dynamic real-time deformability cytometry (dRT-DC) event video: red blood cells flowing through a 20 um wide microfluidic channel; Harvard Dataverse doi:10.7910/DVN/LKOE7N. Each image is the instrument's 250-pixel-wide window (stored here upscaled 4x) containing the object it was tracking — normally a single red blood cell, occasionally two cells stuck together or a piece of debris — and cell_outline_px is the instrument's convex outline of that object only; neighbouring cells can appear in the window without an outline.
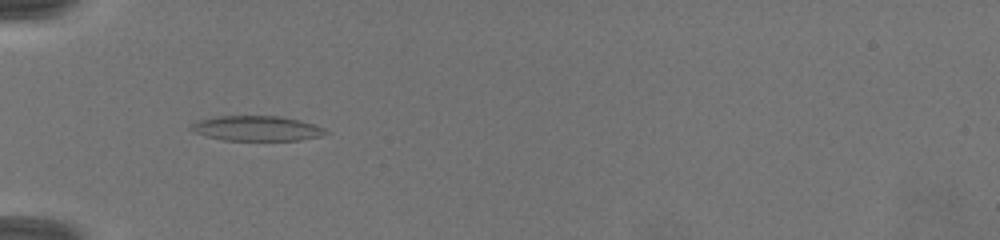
{"species": "common noctule bat (a hibernating species)", "species_latin": "Nyctalus noctula", "temperature_condition": "warm", "stored_images_in_passage": 12, "camera_frame_rate_fps": 3000, "um_per_image_px": 0.085, "animal": {"sex": "female", "body_mass_g": 19.5, "forearm_length_mm": 54.1}, "frame": {"image": 1, "passage_image": 1, "time_ms": 0.0, "image_size_px": [1000, 240], "cell_outline_px": [[328, 132], [320, 136], [300, 140], [224, 140], [208, 136], [196, 132], [188, 128], [192, 124], [200, 120], [220, 116], [280, 116], [300, 120], [324, 128]], "centroid_in_image_um": [21.84, 10.91], "position_along_channel_um": 63.2, "area_um2": 19.31}}
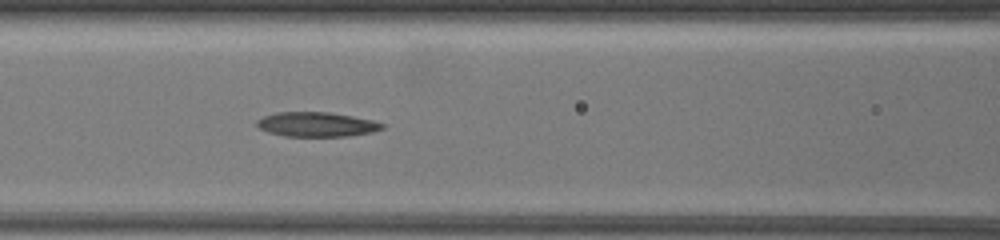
{"frame": {"image": 2, "passage_image": 7, "time_ms": 2.0, "image_size_px": [1000, 240], "cell_outline_px": [[384, 128], [372, 132], [348, 136], [284, 136], [268, 132], [260, 128], [256, 124], [256, 120], [264, 116], [276, 112], [328, 112], [352, 116], [372, 120], [384, 124]], "centroid_in_image_um": [26.9, 10.57], "position_along_channel_um": 139.7, "area_um2": 17.86}}
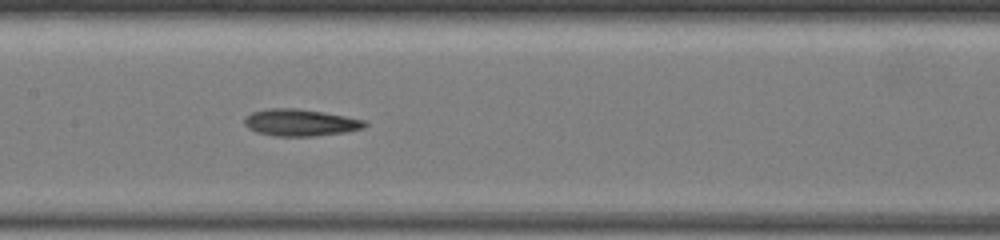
{"frame": {"image": 3, "passage_image": 11, "time_ms": 3.0, "image_size_px": [1000, 240], "cell_outline_px": [[368, 124], [364, 128], [348, 132], [316, 136], [272, 136], [256, 132], [248, 128], [244, 124], [244, 120], [252, 112], [268, 108], [292, 108], [324, 112], [364, 120]], "centroid_in_image_um": [25.54, 10.43], "position_along_channel_um": 181.9, "area_um2": 18.9}}